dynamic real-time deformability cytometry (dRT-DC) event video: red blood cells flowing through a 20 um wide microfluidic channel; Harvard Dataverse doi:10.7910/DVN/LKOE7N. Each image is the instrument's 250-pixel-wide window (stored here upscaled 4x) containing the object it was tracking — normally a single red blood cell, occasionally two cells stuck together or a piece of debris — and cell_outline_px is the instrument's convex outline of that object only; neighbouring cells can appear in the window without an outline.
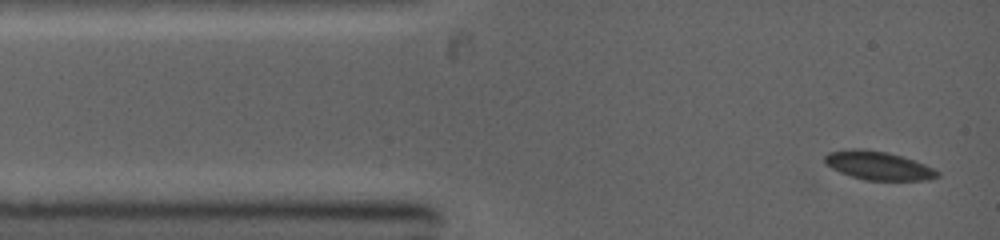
{"species": "common noctule bat (a hibernating species)", "species_latin": "Nyctalus noctula", "temperature_condition": "warm", "stored_images_in_passage": 5, "camera_frame_rate_fps": 5000, "um_per_image_px": 0.085, "animal": {"sex": "female", "body_mass_g": 19.0, "forearm_length_mm": 53.3}, "frame": {"image": 1, "passage_image": 1, "time_ms": 0.0, "image_size_px": [1000, 240], "cell_outline_px": [[940, 176], [928, 180], [864, 180], [840, 172], [824, 164], [824, 156], [828, 152], [852, 148], [860, 148], [888, 152], [924, 164], [940, 172]], "centroid_in_image_um": [74.62, 14.07], "position_along_channel_um": 10.4, "area_um2": 18.73}}